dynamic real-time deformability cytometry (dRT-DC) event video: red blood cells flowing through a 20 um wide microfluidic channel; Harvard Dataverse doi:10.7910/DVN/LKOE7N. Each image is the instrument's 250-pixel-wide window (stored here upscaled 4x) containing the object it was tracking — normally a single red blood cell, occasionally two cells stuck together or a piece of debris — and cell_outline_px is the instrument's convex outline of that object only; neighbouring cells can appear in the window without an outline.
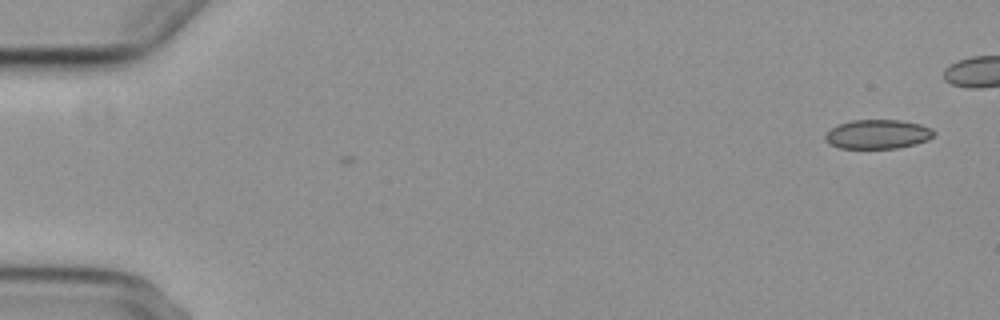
{"species": "common noctule bat (a hibernating species)", "species_latin": "Nyctalus noctula", "temperature_condition": "cold", "stored_images_in_passage": 6, "segment_of_instrument_passage": [2, 2], "camera_frame_rate_fps": 3000, "um_per_image_px": 0.085, "animal": {"sex": "female", "body_mass_g": 29.2, "forearm_length_mm": 56.3}, "frame": {"image": 1, "passage_image": 6, "time_ms": 6.0, "image_size_px": [1000, 320], "cell_outline_px": [[936, 132], [928, 140], [916, 144], [896, 148], [840, 148], [828, 144], [824, 140], [824, 136], [832, 128], [840, 124], [852, 120], [900, 120], [920, 124], [932, 128]], "centroid_in_image_um": [74.61, 11.41], "position_along_channel_um": 10.4, "area_um2": 18.5}}